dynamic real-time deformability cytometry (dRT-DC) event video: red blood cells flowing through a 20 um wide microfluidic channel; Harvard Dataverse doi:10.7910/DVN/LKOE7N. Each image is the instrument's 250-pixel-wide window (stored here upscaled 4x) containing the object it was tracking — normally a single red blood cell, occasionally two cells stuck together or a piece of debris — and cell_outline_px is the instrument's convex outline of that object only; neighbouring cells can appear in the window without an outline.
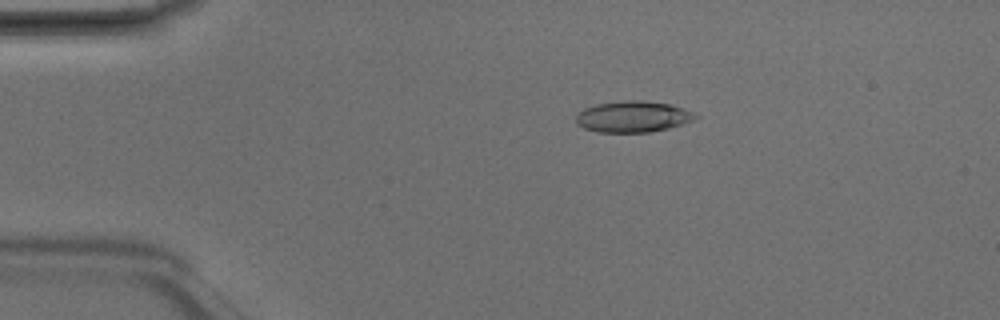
{"species": "Egyptian fruit bat (a non-hibernating species)", "species_latin": "Rousettus aegyptiacus", "temperature_condition": "room temperature", "stored_images_in_passage": 4, "camera_frame_rate_fps": 3000, "um_per_image_px": 0.085, "animal": {"sex": "male"}, "frame": {"image": 1, "passage_image": 3, "time_ms": 0.667, "image_size_px": [1000, 320], "cell_outline_px": [[700, 116], [692, 120], [668, 128], [648, 132], [596, 132], [584, 128], [576, 124], [576, 116], [584, 108], [596, 104], [624, 100], [640, 100], [672, 104], [692, 112]], "centroid_in_image_um": [53.77, 9.91], "position_along_channel_um": 31.2, "area_um2": 21.62}}